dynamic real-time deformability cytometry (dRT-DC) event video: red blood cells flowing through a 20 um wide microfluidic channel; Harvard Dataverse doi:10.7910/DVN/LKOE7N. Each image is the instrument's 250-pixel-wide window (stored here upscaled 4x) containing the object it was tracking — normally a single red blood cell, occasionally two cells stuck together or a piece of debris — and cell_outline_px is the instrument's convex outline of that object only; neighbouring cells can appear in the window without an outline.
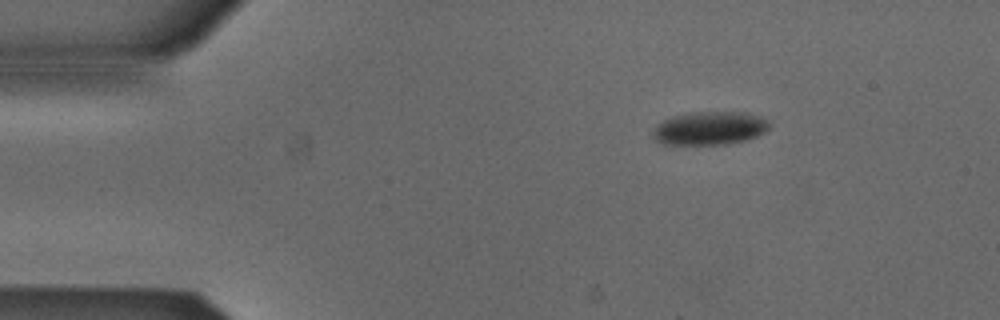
{"species": "Egyptian fruit bat (a non-hibernating species)", "species_latin": "Rousettus aegyptiacus", "temperature_condition": "cold", "stored_images_in_passage": 7, "camera_frame_rate_fps": 3000, "um_per_image_px": 0.085, "animal": {"sex": "male"}, "frame": {"image": 1, "passage_image": 1, "time_ms": 0.0, "image_size_px": [1000, 320], "cell_outline_px": [[768, 128], [764, 132], [756, 136], [744, 140], [728, 144], [664, 144], [656, 140], [652, 136], [652, 132], [664, 120], [672, 116], [692, 112], [748, 112], [760, 116], [768, 120]], "centroid_in_image_um": [60.34, 10.89], "position_along_channel_um": 24.7, "area_um2": 22.43}}